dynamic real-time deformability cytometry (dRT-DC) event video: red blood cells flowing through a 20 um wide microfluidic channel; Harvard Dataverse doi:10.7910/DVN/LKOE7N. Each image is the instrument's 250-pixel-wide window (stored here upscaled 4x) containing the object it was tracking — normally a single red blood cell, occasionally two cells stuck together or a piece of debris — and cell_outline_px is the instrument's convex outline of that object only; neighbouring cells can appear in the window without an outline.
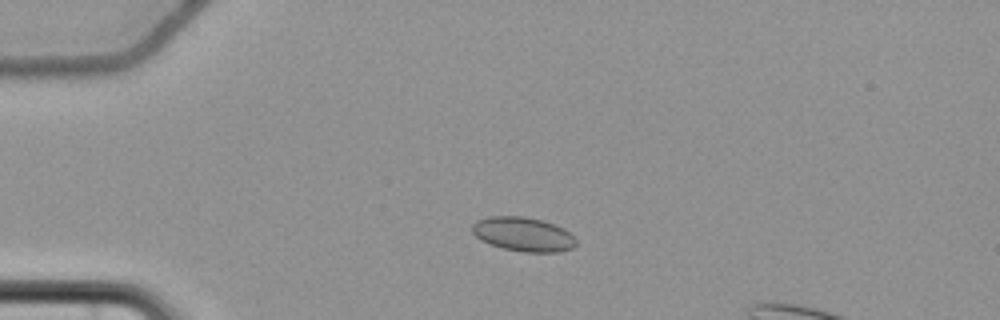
{"species": "common noctule bat (a hibernating species)", "species_latin": "Nyctalus noctula", "temperature_condition": "cold", "stored_images_in_passage": 53, "camera_frame_rate_fps": 3000, "um_per_image_px": 0.085, "animal": {"sex": "female", "body_mass_g": 22.7, "forearm_length_mm": 54.2}, "frame": {"image": 1, "passage_image": 13, "time_ms": 4.0, "image_size_px": [1000, 320], "cell_outline_px": [[576, 244], [572, 248], [560, 252], [524, 252], [504, 248], [480, 240], [472, 232], [472, 224], [476, 220], [488, 216], [524, 216], [556, 224], [564, 228], [576, 240]], "centroid_in_image_um": [44.47, 19.9], "position_along_channel_um": 40.5, "area_um2": 20.69}}
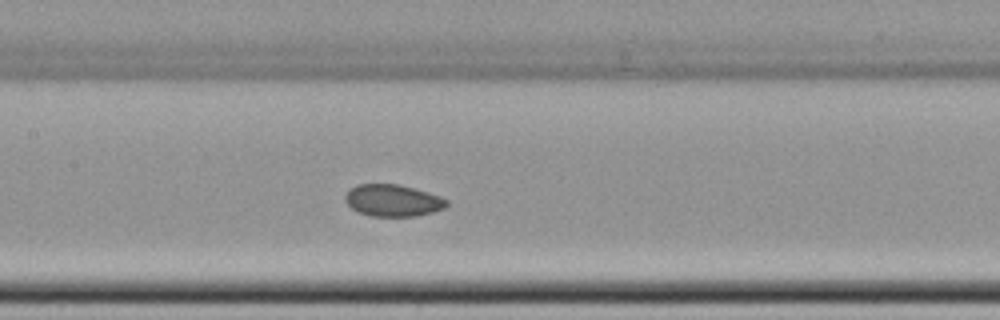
{"frame": {"image": 2, "passage_image": 27, "time_ms": 8.667, "image_size_px": [1000, 320], "cell_outline_px": [[448, 204], [444, 208], [432, 212], [416, 216], [372, 216], [360, 212], [352, 208], [344, 200], [344, 196], [348, 188], [356, 184], [396, 184], [428, 192], [440, 196], [448, 200]], "centroid_in_image_um": [33.36, 17.03], "position_along_channel_um": 174.0, "area_um2": 18.84}}
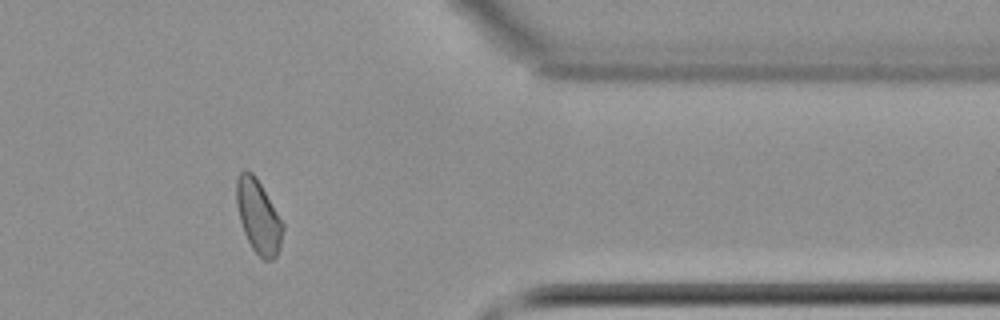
{"frame": {"image": 3, "passage_image": 46, "time_ms": 15.0, "image_size_px": [1000, 320], "cell_outline_px": [[284, 228], [280, 248], [276, 256], [272, 260], [264, 260], [252, 248], [244, 232], [240, 220], [236, 204], [236, 180], [240, 172], [244, 168], [252, 172], [256, 176], [284, 224]], "centroid_in_image_um": [21.96, 18.38], "position_along_channel_um": 389.4, "area_um2": 19.88}}